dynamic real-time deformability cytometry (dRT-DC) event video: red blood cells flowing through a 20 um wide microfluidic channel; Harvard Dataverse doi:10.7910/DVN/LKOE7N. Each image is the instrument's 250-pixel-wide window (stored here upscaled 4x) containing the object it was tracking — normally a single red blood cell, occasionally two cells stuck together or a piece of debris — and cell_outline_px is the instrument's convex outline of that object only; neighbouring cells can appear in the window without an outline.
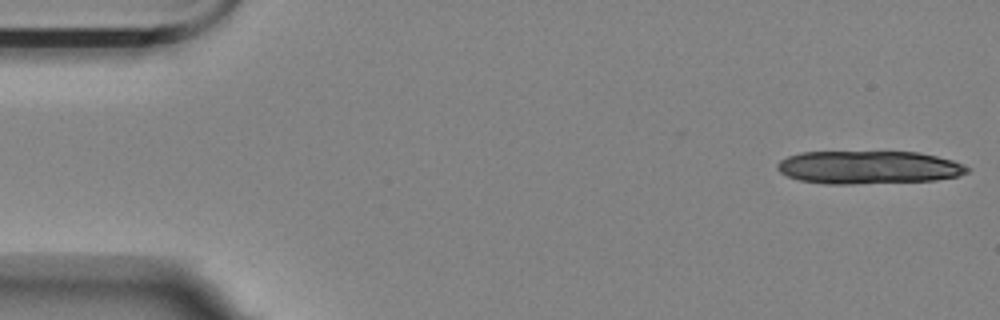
{"species": "Egyptian fruit bat (a non-hibernating species)", "species_latin": "Rousettus aegyptiacus", "temperature_condition": "room temperature", "stored_images_in_passage": 13, "camera_frame_rate_fps": 3000, "um_per_image_px": 0.085, "animal": {"sex": "female"}, "frame": {"image": 1, "passage_image": 1, "time_ms": 0.0, "image_size_px": [1000, 320], "cell_outline_px": [[972, 168], [968, 172], [956, 176], [936, 180], [852, 184], [824, 184], [800, 180], [788, 176], [780, 172], [776, 168], [776, 164], [780, 160], [788, 156], [800, 152], [920, 152], [952, 160], [964, 164]], "centroid_in_image_um": [73.82, 14.22], "position_along_channel_um": 11.2, "area_um2": 36.7}}